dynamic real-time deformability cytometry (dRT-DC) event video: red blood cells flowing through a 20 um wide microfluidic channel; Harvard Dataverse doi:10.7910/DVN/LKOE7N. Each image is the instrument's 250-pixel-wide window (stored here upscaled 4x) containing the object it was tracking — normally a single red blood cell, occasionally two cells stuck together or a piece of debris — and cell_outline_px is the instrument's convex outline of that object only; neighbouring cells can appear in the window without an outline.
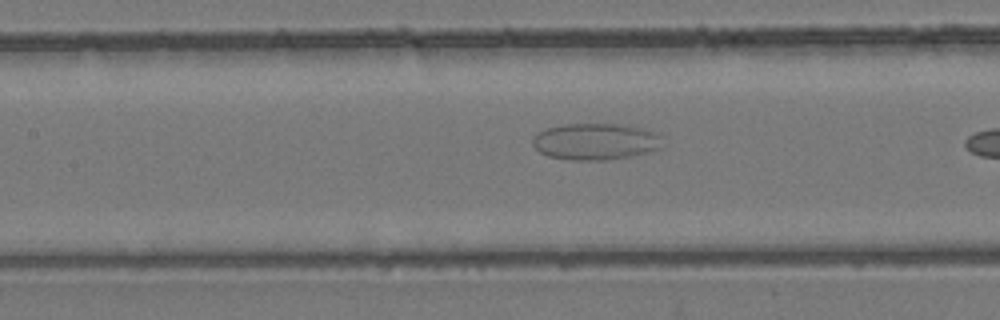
{"species": "common noctule bat (a hibernating species)", "species_latin": "Nyctalus noctula", "temperature_condition": "room temperature", "stored_images_in_passage": 16, "camera_frame_rate_fps": 3000, "um_per_image_px": 0.085, "animal": {"sex": "female", "body_mass_g": 24.6, "forearm_length_mm": 56.2}, "frame": {"image": 1, "passage_image": 14, "time_ms": 4.333, "image_size_px": [1000, 320], "cell_outline_px": [[664, 148], [648, 152], [628, 156], [604, 160], [572, 160], [548, 156], [540, 152], [532, 144], [532, 140], [540, 132], [548, 128], [564, 124], [628, 124], [644, 128], [656, 132], [660, 136]], "centroid_in_image_um": [50.68, 12.02], "position_along_channel_um": 156.7, "area_um2": 27.74}}